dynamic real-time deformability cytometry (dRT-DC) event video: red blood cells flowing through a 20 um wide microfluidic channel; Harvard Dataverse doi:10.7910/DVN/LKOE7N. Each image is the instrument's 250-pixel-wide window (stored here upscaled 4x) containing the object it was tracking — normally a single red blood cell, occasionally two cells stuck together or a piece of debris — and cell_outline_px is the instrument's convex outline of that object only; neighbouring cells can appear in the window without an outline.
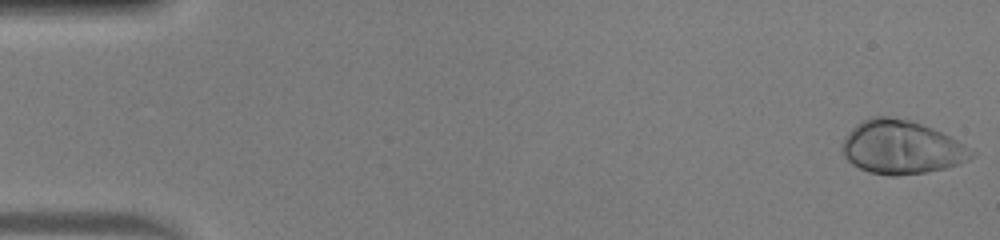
{"species": "human", "species_latin": "Homo sapiens", "temperature_condition": "warm", "stored_images_in_passage": 50, "camera_frame_rate_fps": 3000, "um_per_image_px": 0.085, "donor": {"sex": "male"}, "frame": {"image": 1, "passage_image": 1, "time_ms": 0.0, "image_size_px": [1000, 240], "cell_outline_px": [[976, 156], [968, 160], [944, 168], [924, 172], [896, 176], [888, 176], [872, 172], [860, 168], [852, 164], [840, 152], [840, 148], [844, 136], [856, 124], [872, 116], [888, 116], [908, 120], [932, 128], [956, 140], [976, 152]], "centroid_in_image_um": [76.58, 12.52], "position_along_channel_um": 8.4, "area_um2": 40.11}}
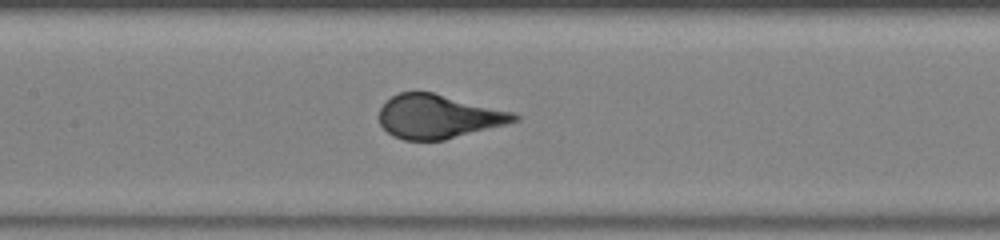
{"frame": {"image": 2, "passage_image": 24, "time_ms": 7.667, "image_size_px": [1000, 240], "cell_outline_px": [[520, 120], [444, 140], [404, 140], [392, 136], [380, 124], [380, 108], [392, 96], [400, 92], [432, 92], [516, 112], [520, 116]], "centroid_in_image_um": [37.28, 9.9], "position_along_channel_um": 170.1, "area_um2": 34.33}}
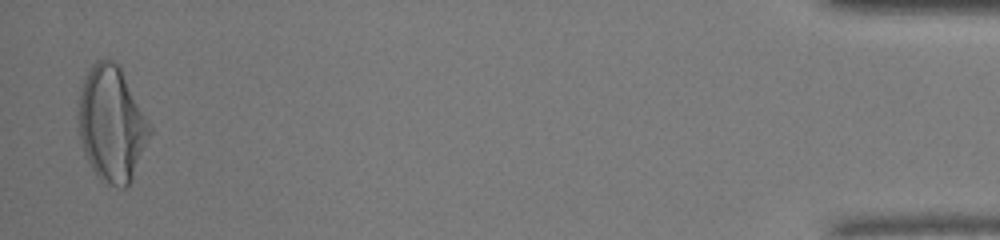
{"frame": {"image": 3, "passage_image": 49, "time_ms": 16.0, "image_size_px": [1000, 240], "cell_outline_px": [[152, 132], [128, 188], [120, 188], [104, 184], [100, 180], [92, 168], [84, 152], [80, 136], [80, 92], [84, 76], [96, 60], [112, 60], [120, 68], [148, 120], [152, 128]], "centroid_in_image_um": [9.51, 10.59], "position_along_channel_um": 425.7, "area_um2": 47.28}}